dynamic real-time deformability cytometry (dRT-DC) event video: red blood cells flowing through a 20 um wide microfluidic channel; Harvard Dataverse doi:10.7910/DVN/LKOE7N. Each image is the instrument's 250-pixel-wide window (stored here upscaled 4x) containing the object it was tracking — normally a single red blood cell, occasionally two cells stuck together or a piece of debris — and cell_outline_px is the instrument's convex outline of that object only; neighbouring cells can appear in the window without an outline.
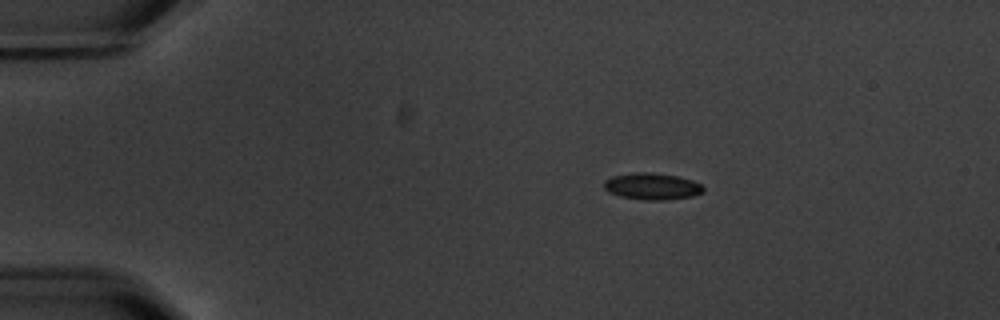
{"species": "common noctule bat (a hibernating species)", "species_latin": "Nyctalus noctula", "temperature_condition": "warm", "stored_images_in_passage": 5, "segment_of_instrument_passage": [1, 2], "camera_frame_rate_fps": 3000, "um_per_image_px": 0.085, "animal": {"sex": "male", "body_mass_g": 20.1, "forearm_length_mm": 53.5}, "frame": {"image": 1, "passage_image": 2, "time_ms": 2.0, "image_size_px": [1000, 320], "cell_outline_px": [[704, 192], [692, 196], [664, 200], [644, 200], [620, 196], [608, 192], [604, 188], [604, 180], [612, 176], [632, 172], [648, 172], [676, 176], [692, 180], [700, 184], [704, 188]], "centroid_in_image_um": [55.4, 15.84], "position_along_channel_um": 29.6, "area_um2": 15.43}}